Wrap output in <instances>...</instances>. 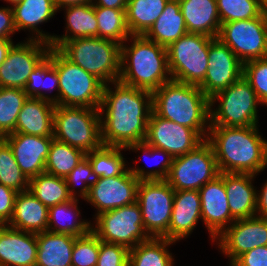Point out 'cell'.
<instances>
[{
    "instance_id": "cell-8",
    "label": "cell",
    "mask_w": 267,
    "mask_h": 266,
    "mask_svg": "<svg viewBox=\"0 0 267 266\" xmlns=\"http://www.w3.org/2000/svg\"><path fill=\"white\" fill-rule=\"evenodd\" d=\"M218 100L220 104L214 110L212 106ZM257 104H261L257 94L242 76L228 88L210 98V125L225 127L257 125Z\"/></svg>"
},
{
    "instance_id": "cell-18",
    "label": "cell",
    "mask_w": 267,
    "mask_h": 266,
    "mask_svg": "<svg viewBox=\"0 0 267 266\" xmlns=\"http://www.w3.org/2000/svg\"><path fill=\"white\" fill-rule=\"evenodd\" d=\"M232 264L240 255L267 246V219L258 216L235 220L215 239Z\"/></svg>"
},
{
    "instance_id": "cell-45",
    "label": "cell",
    "mask_w": 267,
    "mask_h": 266,
    "mask_svg": "<svg viewBox=\"0 0 267 266\" xmlns=\"http://www.w3.org/2000/svg\"><path fill=\"white\" fill-rule=\"evenodd\" d=\"M94 180L95 177L93 176L92 166L86 156L65 177V181L68 186V192L72 198H77L75 193L76 191L74 190L75 185L83 184L81 185V189L78 191L80 194L78 196L84 198V200L87 198L90 191V186L92 185Z\"/></svg>"
},
{
    "instance_id": "cell-1",
    "label": "cell",
    "mask_w": 267,
    "mask_h": 266,
    "mask_svg": "<svg viewBox=\"0 0 267 266\" xmlns=\"http://www.w3.org/2000/svg\"><path fill=\"white\" fill-rule=\"evenodd\" d=\"M111 84L115 90H111L109 83L104 85L99 107L103 145L127 147L144 142L153 110L152 93L119 80Z\"/></svg>"
},
{
    "instance_id": "cell-50",
    "label": "cell",
    "mask_w": 267,
    "mask_h": 266,
    "mask_svg": "<svg viewBox=\"0 0 267 266\" xmlns=\"http://www.w3.org/2000/svg\"><path fill=\"white\" fill-rule=\"evenodd\" d=\"M256 216L267 219V181L257 193L256 198Z\"/></svg>"
},
{
    "instance_id": "cell-6",
    "label": "cell",
    "mask_w": 267,
    "mask_h": 266,
    "mask_svg": "<svg viewBox=\"0 0 267 266\" xmlns=\"http://www.w3.org/2000/svg\"><path fill=\"white\" fill-rule=\"evenodd\" d=\"M58 50L105 85L119 80L121 44L117 42L99 37L75 38L64 42Z\"/></svg>"
},
{
    "instance_id": "cell-52",
    "label": "cell",
    "mask_w": 267,
    "mask_h": 266,
    "mask_svg": "<svg viewBox=\"0 0 267 266\" xmlns=\"http://www.w3.org/2000/svg\"><path fill=\"white\" fill-rule=\"evenodd\" d=\"M13 44L12 39L0 38V66L5 61L8 51Z\"/></svg>"
},
{
    "instance_id": "cell-19",
    "label": "cell",
    "mask_w": 267,
    "mask_h": 266,
    "mask_svg": "<svg viewBox=\"0 0 267 266\" xmlns=\"http://www.w3.org/2000/svg\"><path fill=\"white\" fill-rule=\"evenodd\" d=\"M201 219L205 223L213 242L235 219L230 214L223 173L199 189ZM230 223V224H229Z\"/></svg>"
},
{
    "instance_id": "cell-33",
    "label": "cell",
    "mask_w": 267,
    "mask_h": 266,
    "mask_svg": "<svg viewBox=\"0 0 267 266\" xmlns=\"http://www.w3.org/2000/svg\"><path fill=\"white\" fill-rule=\"evenodd\" d=\"M169 0H128L126 21L131 35H144L164 11Z\"/></svg>"
},
{
    "instance_id": "cell-14",
    "label": "cell",
    "mask_w": 267,
    "mask_h": 266,
    "mask_svg": "<svg viewBox=\"0 0 267 266\" xmlns=\"http://www.w3.org/2000/svg\"><path fill=\"white\" fill-rule=\"evenodd\" d=\"M50 49L49 43L35 39L13 44L0 66V87L24 90L29 75L48 56Z\"/></svg>"
},
{
    "instance_id": "cell-37",
    "label": "cell",
    "mask_w": 267,
    "mask_h": 266,
    "mask_svg": "<svg viewBox=\"0 0 267 266\" xmlns=\"http://www.w3.org/2000/svg\"><path fill=\"white\" fill-rule=\"evenodd\" d=\"M98 21V37L108 39L119 44L130 39L125 10L94 6Z\"/></svg>"
},
{
    "instance_id": "cell-9",
    "label": "cell",
    "mask_w": 267,
    "mask_h": 266,
    "mask_svg": "<svg viewBox=\"0 0 267 266\" xmlns=\"http://www.w3.org/2000/svg\"><path fill=\"white\" fill-rule=\"evenodd\" d=\"M214 38L186 33L167 49L168 68L173 80L199 86L208 69L210 42Z\"/></svg>"
},
{
    "instance_id": "cell-54",
    "label": "cell",
    "mask_w": 267,
    "mask_h": 266,
    "mask_svg": "<svg viewBox=\"0 0 267 266\" xmlns=\"http://www.w3.org/2000/svg\"><path fill=\"white\" fill-rule=\"evenodd\" d=\"M6 2H9L12 6L19 3L21 0H4Z\"/></svg>"
},
{
    "instance_id": "cell-16",
    "label": "cell",
    "mask_w": 267,
    "mask_h": 266,
    "mask_svg": "<svg viewBox=\"0 0 267 266\" xmlns=\"http://www.w3.org/2000/svg\"><path fill=\"white\" fill-rule=\"evenodd\" d=\"M208 69L199 88L210 99L243 76V63L219 38L209 45Z\"/></svg>"
},
{
    "instance_id": "cell-23",
    "label": "cell",
    "mask_w": 267,
    "mask_h": 266,
    "mask_svg": "<svg viewBox=\"0 0 267 266\" xmlns=\"http://www.w3.org/2000/svg\"><path fill=\"white\" fill-rule=\"evenodd\" d=\"M254 177L250 173H223L230 214L235 220L256 216L257 191L252 184Z\"/></svg>"
},
{
    "instance_id": "cell-11",
    "label": "cell",
    "mask_w": 267,
    "mask_h": 266,
    "mask_svg": "<svg viewBox=\"0 0 267 266\" xmlns=\"http://www.w3.org/2000/svg\"><path fill=\"white\" fill-rule=\"evenodd\" d=\"M220 174L212 146L204 140L193 151L173 158L168 184L175 190H199Z\"/></svg>"
},
{
    "instance_id": "cell-24",
    "label": "cell",
    "mask_w": 267,
    "mask_h": 266,
    "mask_svg": "<svg viewBox=\"0 0 267 266\" xmlns=\"http://www.w3.org/2000/svg\"><path fill=\"white\" fill-rule=\"evenodd\" d=\"M55 104L46 99L28 97L15 125V131L27 135L53 137Z\"/></svg>"
},
{
    "instance_id": "cell-49",
    "label": "cell",
    "mask_w": 267,
    "mask_h": 266,
    "mask_svg": "<svg viewBox=\"0 0 267 266\" xmlns=\"http://www.w3.org/2000/svg\"><path fill=\"white\" fill-rule=\"evenodd\" d=\"M15 31L12 7H0V38L11 39Z\"/></svg>"
},
{
    "instance_id": "cell-39",
    "label": "cell",
    "mask_w": 267,
    "mask_h": 266,
    "mask_svg": "<svg viewBox=\"0 0 267 266\" xmlns=\"http://www.w3.org/2000/svg\"><path fill=\"white\" fill-rule=\"evenodd\" d=\"M54 88L59 90V77L53 63L46 57L29 75L24 91L28 97H37L52 102V97L45 95L46 92L43 93L41 90L51 92Z\"/></svg>"
},
{
    "instance_id": "cell-42",
    "label": "cell",
    "mask_w": 267,
    "mask_h": 266,
    "mask_svg": "<svg viewBox=\"0 0 267 266\" xmlns=\"http://www.w3.org/2000/svg\"><path fill=\"white\" fill-rule=\"evenodd\" d=\"M125 149H129V150L132 149L134 151L140 150L141 152L144 153V155L148 154V156H151V157H154L157 154L164 156L163 159H161V161H159L160 163H158V164L160 166L157 170L152 169V170H148L149 171L148 172V171H145L144 169L139 168V167H135V168L129 167V171L139 181L166 180L167 179V177L169 175V171L171 169L172 161H173V157L168 152L161 150V149L154 148V147L146 144L145 142L129 144L127 147H125Z\"/></svg>"
},
{
    "instance_id": "cell-5",
    "label": "cell",
    "mask_w": 267,
    "mask_h": 266,
    "mask_svg": "<svg viewBox=\"0 0 267 266\" xmlns=\"http://www.w3.org/2000/svg\"><path fill=\"white\" fill-rule=\"evenodd\" d=\"M59 77L57 95L52 102L59 106L99 109L104 83L80 66L68 60L57 48L51 47L48 56Z\"/></svg>"
},
{
    "instance_id": "cell-28",
    "label": "cell",
    "mask_w": 267,
    "mask_h": 266,
    "mask_svg": "<svg viewBox=\"0 0 267 266\" xmlns=\"http://www.w3.org/2000/svg\"><path fill=\"white\" fill-rule=\"evenodd\" d=\"M76 237L44 231L37 234L35 266H72L71 256Z\"/></svg>"
},
{
    "instance_id": "cell-31",
    "label": "cell",
    "mask_w": 267,
    "mask_h": 266,
    "mask_svg": "<svg viewBox=\"0 0 267 266\" xmlns=\"http://www.w3.org/2000/svg\"><path fill=\"white\" fill-rule=\"evenodd\" d=\"M78 199L49 207L47 231L70 234L75 237L84 236L91 231V223L79 218ZM75 217V218H74ZM64 219V220H63Z\"/></svg>"
},
{
    "instance_id": "cell-48",
    "label": "cell",
    "mask_w": 267,
    "mask_h": 266,
    "mask_svg": "<svg viewBox=\"0 0 267 266\" xmlns=\"http://www.w3.org/2000/svg\"><path fill=\"white\" fill-rule=\"evenodd\" d=\"M233 266H267V246H258L240 255Z\"/></svg>"
},
{
    "instance_id": "cell-26",
    "label": "cell",
    "mask_w": 267,
    "mask_h": 266,
    "mask_svg": "<svg viewBox=\"0 0 267 266\" xmlns=\"http://www.w3.org/2000/svg\"><path fill=\"white\" fill-rule=\"evenodd\" d=\"M48 217L49 208L42 204L29 190H26L17 193L13 216L7 226L38 234L47 231Z\"/></svg>"
},
{
    "instance_id": "cell-13",
    "label": "cell",
    "mask_w": 267,
    "mask_h": 266,
    "mask_svg": "<svg viewBox=\"0 0 267 266\" xmlns=\"http://www.w3.org/2000/svg\"><path fill=\"white\" fill-rule=\"evenodd\" d=\"M244 64L267 57V10L259 17L221 24L218 37Z\"/></svg>"
},
{
    "instance_id": "cell-17",
    "label": "cell",
    "mask_w": 267,
    "mask_h": 266,
    "mask_svg": "<svg viewBox=\"0 0 267 266\" xmlns=\"http://www.w3.org/2000/svg\"><path fill=\"white\" fill-rule=\"evenodd\" d=\"M139 180L129 171L109 178H96L85 199L97 214L136 202Z\"/></svg>"
},
{
    "instance_id": "cell-29",
    "label": "cell",
    "mask_w": 267,
    "mask_h": 266,
    "mask_svg": "<svg viewBox=\"0 0 267 266\" xmlns=\"http://www.w3.org/2000/svg\"><path fill=\"white\" fill-rule=\"evenodd\" d=\"M62 8L66 11L67 30L61 37L53 35L51 47L58 49L64 42L75 38L98 37V21L93 3L67 5Z\"/></svg>"
},
{
    "instance_id": "cell-4",
    "label": "cell",
    "mask_w": 267,
    "mask_h": 266,
    "mask_svg": "<svg viewBox=\"0 0 267 266\" xmlns=\"http://www.w3.org/2000/svg\"><path fill=\"white\" fill-rule=\"evenodd\" d=\"M132 44H121V72L119 81L153 93L170 81L166 47L144 35H131ZM169 76V77H168Z\"/></svg>"
},
{
    "instance_id": "cell-53",
    "label": "cell",
    "mask_w": 267,
    "mask_h": 266,
    "mask_svg": "<svg viewBox=\"0 0 267 266\" xmlns=\"http://www.w3.org/2000/svg\"><path fill=\"white\" fill-rule=\"evenodd\" d=\"M92 1L93 0H54L55 5L58 9H62L61 7L67 6V5L92 3Z\"/></svg>"
},
{
    "instance_id": "cell-10",
    "label": "cell",
    "mask_w": 267,
    "mask_h": 266,
    "mask_svg": "<svg viewBox=\"0 0 267 266\" xmlns=\"http://www.w3.org/2000/svg\"><path fill=\"white\" fill-rule=\"evenodd\" d=\"M95 216L96 225L91 227V231L101 241L122 245L130 250L150 238L144 229L137 202Z\"/></svg>"
},
{
    "instance_id": "cell-40",
    "label": "cell",
    "mask_w": 267,
    "mask_h": 266,
    "mask_svg": "<svg viewBox=\"0 0 267 266\" xmlns=\"http://www.w3.org/2000/svg\"><path fill=\"white\" fill-rule=\"evenodd\" d=\"M0 184L16 192L29 190V180L18 166L10 146L0 140Z\"/></svg>"
},
{
    "instance_id": "cell-27",
    "label": "cell",
    "mask_w": 267,
    "mask_h": 266,
    "mask_svg": "<svg viewBox=\"0 0 267 266\" xmlns=\"http://www.w3.org/2000/svg\"><path fill=\"white\" fill-rule=\"evenodd\" d=\"M188 33L218 37L221 28L216 0H178Z\"/></svg>"
},
{
    "instance_id": "cell-51",
    "label": "cell",
    "mask_w": 267,
    "mask_h": 266,
    "mask_svg": "<svg viewBox=\"0 0 267 266\" xmlns=\"http://www.w3.org/2000/svg\"><path fill=\"white\" fill-rule=\"evenodd\" d=\"M94 6L126 10L128 0H93Z\"/></svg>"
},
{
    "instance_id": "cell-15",
    "label": "cell",
    "mask_w": 267,
    "mask_h": 266,
    "mask_svg": "<svg viewBox=\"0 0 267 266\" xmlns=\"http://www.w3.org/2000/svg\"><path fill=\"white\" fill-rule=\"evenodd\" d=\"M204 140L191 128L159 117L153 110L144 142L168 152L173 158L193 151Z\"/></svg>"
},
{
    "instance_id": "cell-20",
    "label": "cell",
    "mask_w": 267,
    "mask_h": 266,
    "mask_svg": "<svg viewBox=\"0 0 267 266\" xmlns=\"http://www.w3.org/2000/svg\"><path fill=\"white\" fill-rule=\"evenodd\" d=\"M2 139L10 146L18 166L28 180L45 173V163L53 137L14 132Z\"/></svg>"
},
{
    "instance_id": "cell-36",
    "label": "cell",
    "mask_w": 267,
    "mask_h": 266,
    "mask_svg": "<svg viewBox=\"0 0 267 266\" xmlns=\"http://www.w3.org/2000/svg\"><path fill=\"white\" fill-rule=\"evenodd\" d=\"M85 155L82 150L53 138L45 163V173L65 178Z\"/></svg>"
},
{
    "instance_id": "cell-2",
    "label": "cell",
    "mask_w": 267,
    "mask_h": 266,
    "mask_svg": "<svg viewBox=\"0 0 267 266\" xmlns=\"http://www.w3.org/2000/svg\"><path fill=\"white\" fill-rule=\"evenodd\" d=\"M257 127L210 125L206 141L212 146L220 173L257 175L267 167V140Z\"/></svg>"
},
{
    "instance_id": "cell-43",
    "label": "cell",
    "mask_w": 267,
    "mask_h": 266,
    "mask_svg": "<svg viewBox=\"0 0 267 266\" xmlns=\"http://www.w3.org/2000/svg\"><path fill=\"white\" fill-rule=\"evenodd\" d=\"M99 255V238L90 231L76 237L72 250V266H96Z\"/></svg>"
},
{
    "instance_id": "cell-22",
    "label": "cell",
    "mask_w": 267,
    "mask_h": 266,
    "mask_svg": "<svg viewBox=\"0 0 267 266\" xmlns=\"http://www.w3.org/2000/svg\"><path fill=\"white\" fill-rule=\"evenodd\" d=\"M199 218H201L199 190L175 191L168 240L176 242L186 238L193 232Z\"/></svg>"
},
{
    "instance_id": "cell-35",
    "label": "cell",
    "mask_w": 267,
    "mask_h": 266,
    "mask_svg": "<svg viewBox=\"0 0 267 266\" xmlns=\"http://www.w3.org/2000/svg\"><path fill=\"white\" fill-rule=\"evenodd\" d=\"M125 147L102 145L96 150L86 153L96 178H109L124 174L129 168L126 167L125 158L121 150Z\"/></svg>"
},
{
    "instance_id": "cell-38",
    "label": "cell",
    "mask_w": 267,
    "mask_h": 266,
    "mask_svg": "<svg viewBox=\"0 0 267 266\" xmlns=\"http://www.w3.org/2000/svg\"><path fill=\"white\" fill-rule=\"evenodd\" d=\"M28 98L23 89L0 87V137L14 133L18 114Z\"/></svg>"
},
{
    "instance_id": "cell-47",
    "label": "cell",
    "mask_w": 267,
    "mask_h": 266,
    "mask_svg": "<svg viewBox=\"0 0 267 266\" xmlns=\"http://www.w3.org/2000/svg\"><path fill=\"white\" fill-rule=\"evenodd\" d=\"M18 192L0 184V225H7L14 212V202Z\"/></svg>"
},
{
    "instance_id": "cell-21",
    "label": "cell",
    "mask_w": 267,
    "mask_h": 266,
    "mask_svg": "<svg viewBox=\"0 0 267 266\" xmlns=\"http://www.w3.org/2000/svg\"><path fill=\"white\" fill-rule=\"evenodd\" d=\"M37 234L0 225V266H35Z\"/></svg>"
},
{
    "instance_id": "cell-7",
    "label": "cell",
    "mask_w": 267,
    "mask_h": 266,
    "mask_svg": "<svg viewBox=\"0 0 267 266\" xmlns=\"http://www.w3.org/2000/svg\"><path fill=\"white\" fill-rule=\"evenodd\" d=\"M53 138L89 153L103 145L99 109L55 105Z\"/></svg>"
},
{
    "instance_id": "cell-12",
    "label": "cell",
    "mask_w": 267,
    "mask_h": 266,
    "mask_svg": "<svg viewBox=\"0 0 267 266\" xmlns=\"http://www.w3.org/2000/svg\"><path fill=\"white\" fill-rule=\"evenodd\" d=\"M175 190L166 180L140 181L137 199L144 223L150 237L168 239Z\"/></svg>"
},
{
    "instance_id": "cell-46",
    "label": "cell",
    "mask_w": 267,
    "mask_h": 266,
    "mask_svg": "<svg viewBox=\"0 0 267 266\" xmlns=\"http://www.w3.org/2000/svg\"><path fill=\"white\" fill-rule=\"evenodd\" d=\"M129 251L122 245L99 240V255L96 266H128Z\"/></svg>"
},
{
    "instance_id": "cell-3",
    "label": "cell",
    "mask_w": 267,
    "mask_h": 266,
    "mask_svg": "<svg viewBox=\"0 0 267 266\" xmlns=\"http://www.w3.org/2000/svg\"><path fill=\"white\" fill-rule=\"evenodd\" d=\"M152 106L159 117L191 128L206 140L210 128V99L199 86L171 79L152 93Z\"/></svg>"
},
{
    "instance_id": "cell-55",
    "label": "cell",
    "mask_w": 267,
    "mask_h": 266,
    "mask_svg": "<svg viewBox=\"0 0 267 266\" xmlns=\"http://www.w3.org/2000/svg\"><path fill=\"white\" fill-rule=\"evenodd\" d=\"M263 8L267 10V0H260Z\"/></svg>"
},
{
    "instance_id": "cell-34",
    "label": "cell",
    "mask_w": 267,
    "mask_h": 266,
    "mask_svg": "<svg viewBox=\"0 0 267 266\" xmlns=\"http://www.w3.org/2000/svg\"><path fill=\"white\" fill-rule=\"evenodd\" d=\"M29 191L48 208L72 199L65 178L47 173L31 178Z\"/></svg>"
},
{
    "instance_id": "cell-25",
    "label": "cell",
    "mask_w": 267,
    "mask_h": 266,
    "mask_svg": "<svg viewBox=\"0 0 267 266\" xmlns=\"http://www.w3.org/2000/svg\"><path fill=\"white\" fill-rule=\"evenodd\" d=\"M59 10L54 0H21L12 6L16 30H29L36 33L29 39L44 41L51 44L53 36L43 33L38 25L50 20Z\"/></svg>"
},
{
    "instance_id": "cell-44",
    "label": "cell",
    "mask_w": 267,
    "mask_h": 266,
    "mask_svg": "<svg viewBox=\"0 0 267 266\" xmlns=\"http://www.w3.org/2000/svg\"><path fill=\"white\" fill-rule=\"evenodd\" d=\"M243 77L250 83L261 104L267 106V57L244 63Z\"/></svg>"
},
{
    "instance_id": "cell-41",
    "label": "cell",
    "mask_w": 267,
    "mask_h": 266,
    "mask_svg": "<svg viewBox=\"0 0 267 266\" xmlns=\"http://www.w3.org/2000/svg\"><path fill=\"white\" fill-rule=\"evenodd\" d=\"M221 24L259 17L265 9L260 0H216Z\"/></svg>"
},
{
    "instance_id": "cell-32",
    "label": "cell",
    "mask_w": 267,
    "mask_h": 266,
    "mask_svg": "<svg viewBox=\"0 0 267 266\" xmlns=\"http://www.w3.org/2000/svg\"><path fill=\"white\" fill-rule=\"evenodd\" d=\"M173 241L164 237H150L129 251L128 266H173L172 253L167 249Z\"/></svg>"
},
{
    "instance_id": "cell-30",
    "label": "cell",
    "mask_w": 267,
    "mask_h": 266,
    "mask_svg": "<svg viewBox=\"0 0 267 266\" xmlns=\"http://www.w3.org/2000/svg\"><path fill=\"white\" fill-rule=\"evenodd\" d=\"M188 33L178 0H169L162 14L144 36L159 45L168 47Z\"/></svg>"
}]
</instances>
